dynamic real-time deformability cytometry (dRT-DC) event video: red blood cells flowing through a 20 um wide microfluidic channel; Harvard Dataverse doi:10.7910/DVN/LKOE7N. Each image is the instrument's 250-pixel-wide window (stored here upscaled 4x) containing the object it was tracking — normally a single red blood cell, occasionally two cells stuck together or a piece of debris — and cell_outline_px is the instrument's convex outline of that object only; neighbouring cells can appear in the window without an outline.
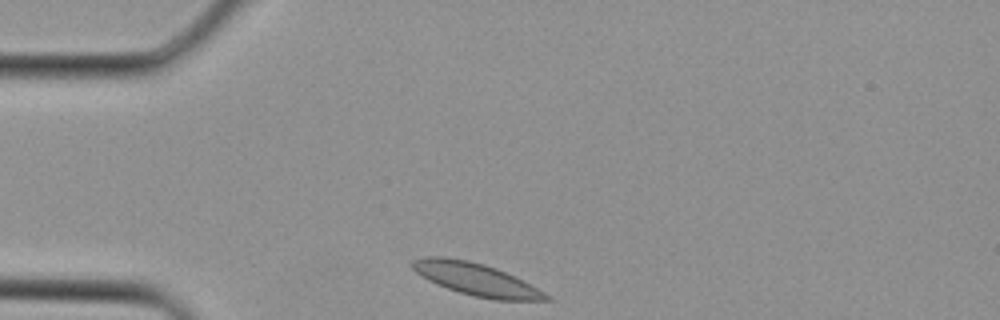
{"species": "Egyptian fruit bat (a non-hibernating species)", "species_latin": "Rousettus aegyptiacus", "temperature_condition": "cold", "stored_images_in_passage": 1, "camera_frame_rate_fps": 3000, "um_per_image_px": 0.085, "animal": {"sex": "female"}, "frame": {"image": 1, "passage_image": 1, "time_ms": 0.0, "image_size_px": [1000, 320], "cell_outline_px": [[552, 300], [496, 300], [476, 296], [460, 292], [436, 284], [428, 280], [416, 272], [412, 268], [412, 260], [424, 256], [444, 256], [468, 260], [484, 264], [496, 268], [516, 276], [524, 280], [552, 296]], "centroid_in_image_um": [40.5, 23.73], "position_along_channel_um": 44.5, "area_um2": 25.32}}